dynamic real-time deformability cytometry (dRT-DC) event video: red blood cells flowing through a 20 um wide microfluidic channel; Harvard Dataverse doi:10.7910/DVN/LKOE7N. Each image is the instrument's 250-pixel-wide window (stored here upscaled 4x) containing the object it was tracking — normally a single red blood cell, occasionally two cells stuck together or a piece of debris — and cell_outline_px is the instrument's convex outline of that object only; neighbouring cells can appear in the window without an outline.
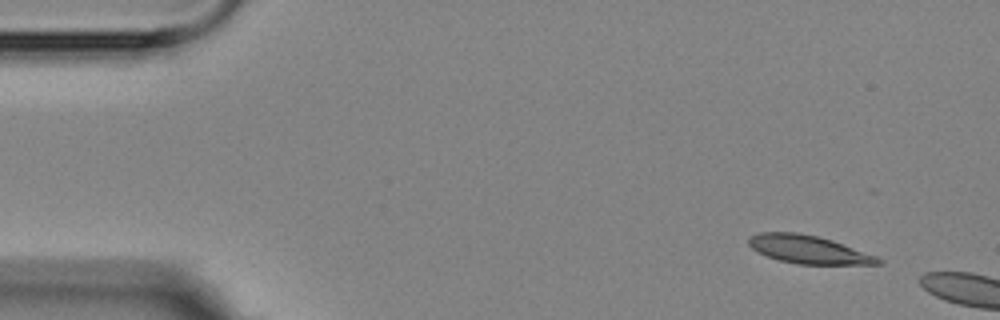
{"species": "Egyptian fruit bat (a non-hibernating species)", "species_latin": "Rousettus aegyptiacus", "temperature_condition": "room temperature", "stored_images_in_passage": 3, "camera_frame_rate_fps": 3000, "um_per_image_px": 0.085, "animal": {"sex": "female"}, "frame": {"image": 1, "passage_image": 1, "time_ms": 0.0, "image_size_px": [1000, 320], "cell_outline_px": [[884, 264], [796, 264], [780, 260], [756, 252], [748, 244], [748, 236], [760, 232], [796, 232], [816, 236], [832, 240], [876, 256], [884, 260]], "centroid_in_image_um": [68.7, 21.2], "position_along_channel_um": 16.3, "area_um2": 21.15}}